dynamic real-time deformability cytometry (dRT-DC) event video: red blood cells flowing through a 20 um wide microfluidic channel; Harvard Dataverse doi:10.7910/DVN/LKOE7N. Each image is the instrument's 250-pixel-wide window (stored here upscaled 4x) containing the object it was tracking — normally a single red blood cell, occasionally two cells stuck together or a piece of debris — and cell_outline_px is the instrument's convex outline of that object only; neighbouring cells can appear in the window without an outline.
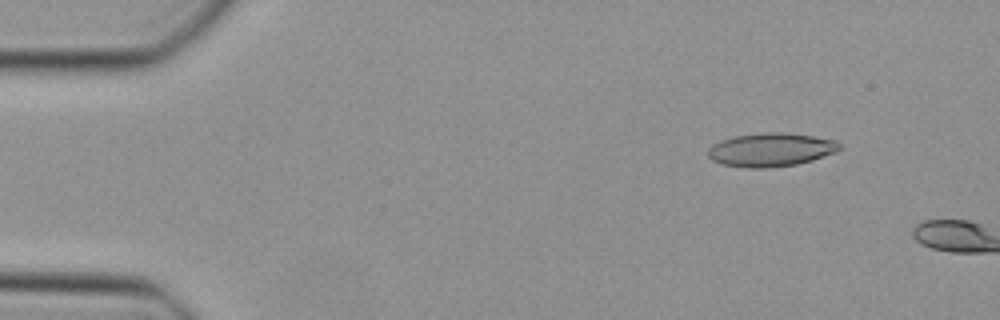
{"species": "Egyptian fruit bat (a non-hibernating species)", "species_latin": "Rousettus aegyptiacus", "temperature_condition": "cold", "stored_images_in_passage": 7, "camera_frame_rate_fps": 3000, "um_per_image_px": 0.085, "animal": {"sex": "female"}, "frame": {"image": 1, "passage_image": 5, "time_ms": 1.333, "image_size_px": [1000, 320], "cell_outline_px": [[840, 148], [836, 152], [812, 160], [796, 164], [768, 168], [744, 168], [720, 164], [712, 160], [708, 156], [708, 148], [712, 144], [720, 140], [732, 136], [764, 132], [784, 132], [812, 136], [836, 140], [840, 144]], "centroid_in_image_um": [65.48, 12.73], "position_along_channel_um": 19.5, "area_um2": 25.95}}